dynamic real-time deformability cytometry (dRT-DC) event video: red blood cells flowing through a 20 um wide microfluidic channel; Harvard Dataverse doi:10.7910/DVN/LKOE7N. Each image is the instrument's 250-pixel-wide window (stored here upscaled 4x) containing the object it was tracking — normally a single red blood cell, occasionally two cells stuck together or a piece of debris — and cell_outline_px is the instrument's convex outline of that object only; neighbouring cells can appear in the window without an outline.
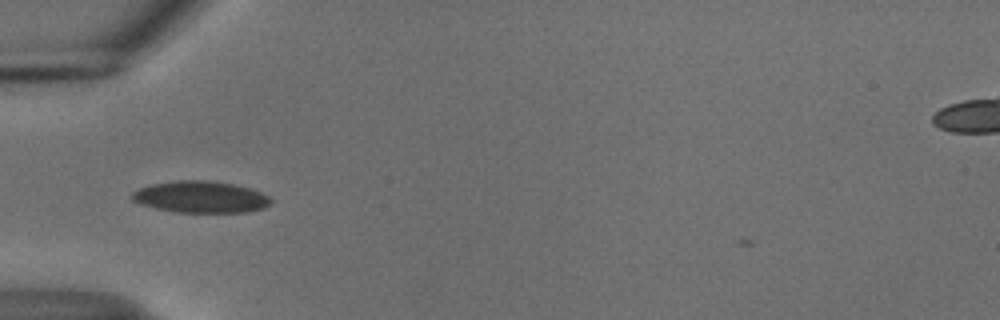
{"species": "common noctule bat (a hibernating species)", "species_latin": "Nyctalus noctula", "temperature_condition": "cold", "stored_images_in_passage": 37, "camera_frame_rate_fps": 3000, "um_per_image_px": 0.085, "animal": {"sex": "male", "body_mass_g": 18.8}, "frame": {"image": 1, "passage_image": 1, "time_ms": 0.0, "image_size_px": [1000, 320], "cell_outline_px": [[272, 204], [264, 208], [248, 212], [176, 212], [156, 208], [140, 204], [132, 200], [132, 192], [140, 188], [152, 184], [180, 180], [204, 180], [232, 184], [248, 188], [260, 192], [268, 196], [272, 200]], "centroid_in_image_um": [17.07, 16.75], "position_along_channel_um": 67.9, "area_um2": 25.43}}
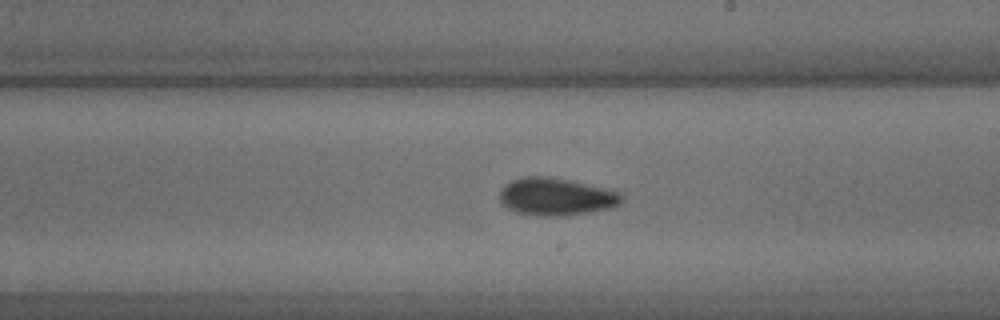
{"frame": {"image": 2, "passage_image": 15, "time_ms": 4.667, "image_size_px": [1000, 320], "cell_outline_px": [[624, 200], [620, 204], [612, 208], [564, 216], [540, 216], [516, 212], [500, 204], [500, 188], [504, 184], [512, 180], [524, 176], [552, 176], [572, 180], [608, 188], [624, 192]], "centroid_in_image_um": [47.31, 16.7], "position_along_channel_um": 241.7, "area_um2": 27.4}}
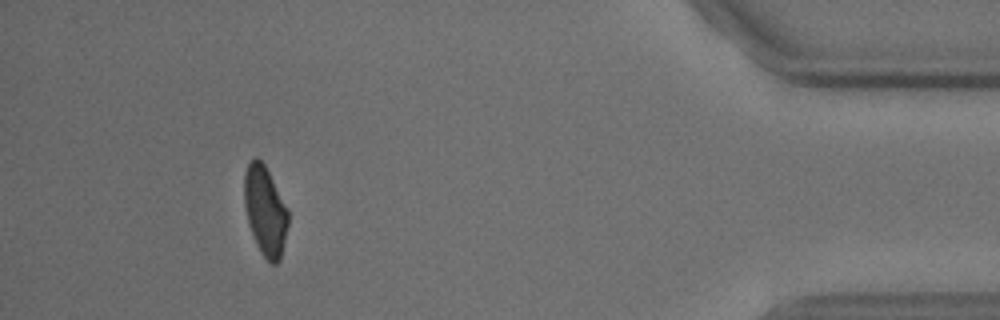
{"frame": {"image": 3, "passage_image": 33, "time_ms": 10.667, "image_size_px": [1000, 320], "cell_outline_px": [[288, 224], [280, 260], [276, 264], [272, 264], [260, 252], [256, 244], [248, 220], [244, 204], [244, 172], [248, 164], [256, 156], [264, 164], [288, 208]], "centroid_in_image_um": [22.54, 17.91], "position_along_channel_um": 412.7, "area_um2": 22.66}, "authors_computed_cell_mechanics": {"area_um2": 24.9696, "velocity_mm_per_s": 3.7318, "shape_relaxation_time_tau1_ms": 3.6722, "shape_relaxation_time_tau2_ms": 4.3391, "deformation_change_tau1": 0.1295, "deformation_change_tau2": 0.0792}}